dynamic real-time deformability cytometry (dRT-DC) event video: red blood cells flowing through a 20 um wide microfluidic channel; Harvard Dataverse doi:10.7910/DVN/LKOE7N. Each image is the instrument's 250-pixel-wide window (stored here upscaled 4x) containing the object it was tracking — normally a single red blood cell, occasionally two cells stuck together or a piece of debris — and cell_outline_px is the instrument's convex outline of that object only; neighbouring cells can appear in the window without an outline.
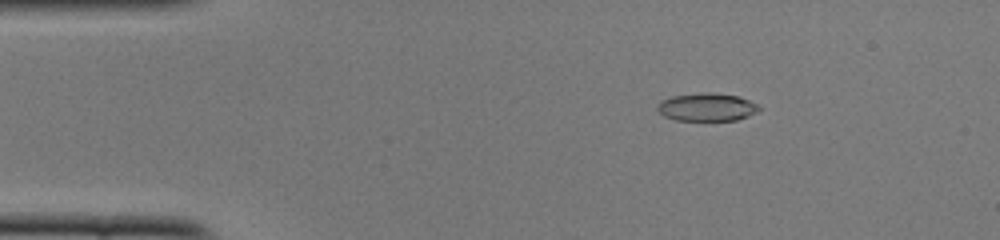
{"species": "common noctule bat (a hibernating species)", "species_latin": "Nyctalus noctula", "temperature_condition": "cold", "stored_images_in_passage": 51, "camera_frame_rate_fps": 3000, "um_per_image_px": 0.085, "animal": {"sex": "female", "body_mass_g": 22.0, "forearm_length_mm": 56.7}, "frame": {"image": 1, "passage_image": 8, "time_ms": 2.333, "image_size_px": [1000, 240], "cell_outline_px": [[760, 108], [756, 112], [748, 116], [736, 120], [676, 120], [664, 116], [656, 108], [656, 104], [660, 100], [672, 96], [704, 92], [708, 92], [740, 96], [756, 104]], "centroid_in_image_um": [60.04, 9.09], "position_along_channel_um": 25.0, "area_um2": 16.53}}
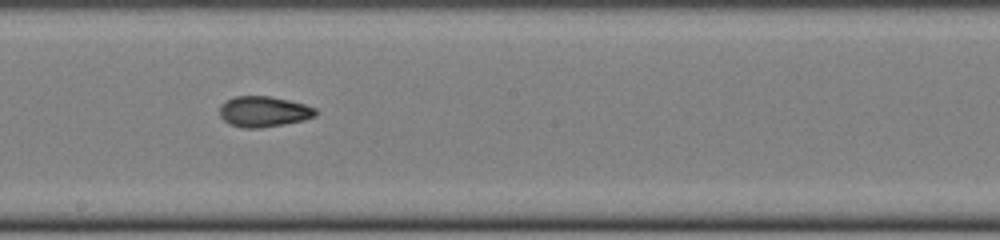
{"frame": {"image": 2, "passage_image": 28, "time_ms": 9.0, "image_size_px": [1000, 240], "cell_outline_px": [[316, 116], [304, 120], [284, 124], [260, 128], [244, 128], [228, 124], [220, 116], [220, 104], [236, 96], [268, 96], [288, 100], [304, 104], [316, 108]], "centroid_in_image_um": [22.41, 9.49], "position_along_channel_um": 225.8, "area_um2": 17.11}}
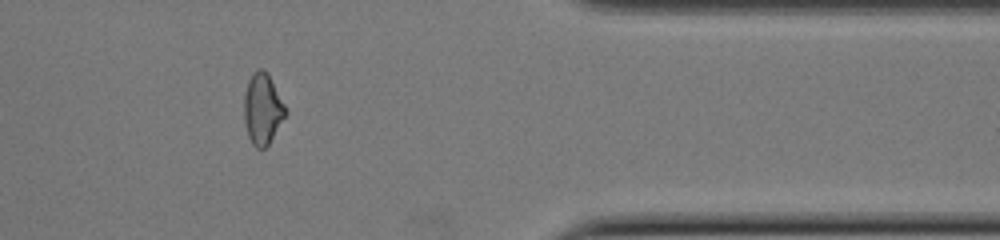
{"frame": {"image": 3, "passage_image": 42, "time_ms": 13.667, "image_size_px": [1000, 240], "cell_outline_px": [[288, 112], [268, 144], [264, 148], [256, 148], [252, 144], [248, 136], [244, 120], [244, 96], [248, 80], [252, 72], [260, 68], [264, 68], [268, 72]], "centroid_in_image_um": [22.31, 9.23], "position_along_channel_um": 389.1, "area_um2": 17.17}, "authors_computed_cell_mechanics": {"area_um2": 17.051, "velocity_mm_per_s": 3.9466, "shape_relaxation_time_tau1_ms": 3.7778, "shape_relaxation_time_tau2_ms": 2.9893, "deformation_change_tau1": 0.1454, "deformation_change_tau2": 0.0818}}